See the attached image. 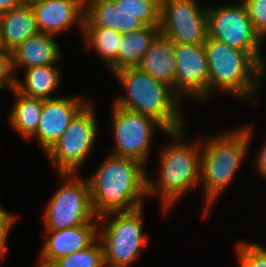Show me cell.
I'll return each mask as SVG.
<instances>
[{
	"label": "cell",
	"mask_w": 266,
	"mask_h": 267,
	"mask_svg": "<svg viewBox=\"0 0 266 267\" xmlns=\"http://www.w3.org/2000/svg\"><path fill=\"white\" fill-rule=\"evenodd\" d=\"M88 179L94 213L129 212L143 207L147 173L141 162L110 154Z\"/></svg>",
	"instance_id": "1"
},
{
	"label": "cell",
	"mask_w": 266,
	"mask_h": 267,
	"mask_svg": "<svg viewBox=\"0 0 266 267\" xmlns=\"http://www.w3.org/2000/svg\"><path fill=\"white\" fill-rule=\"evenodd\" d=\"M114 75L126 91L125 96H117L113 105L152 116L168 131L183 129L180 97L170 86L137 67L123 68Z\"/></svg>",
	"instance_id": "2"
},
{
	"label": "cell",
	"mask_w": 266,
	"mask_h": 267,
	"mask_svg": "<svg viewBox=\"0 0 266 267\" xmlns=\"http://www.w3.org/2000/svg\"><path fill=\"white\" fill-rule=\"evenodd\" d=\"M184 131L183 128L166 134L176 141L160 151L159 181L155 183L147 177V196L158 194L164 212L186 192L200 185V146L203 144L187 143Z\"/></svg>",
	"instance_id": "3"
},
{
	"label": "cell",
	"mask_w": 266,
	"mask_h": 267,
	"mask_svg": "<svg viewBox=\"0 0 266 267\" xmlns=\"http://www.w3.org/2000/svg\"><path fill=\"white\" fill-rule=\"evenodd\" d=\"M252 128L245 126L207 138L201 147L200 183L205 192V211L230 184L234 174L244 160L249 145Z\"/></svg>",
	"instance_id": "4"
},
{
	"label": "cell",
	"mask_w": 266,
	"mask_h": 267,
	"mask_svg": "<svg viewBox=\"0 0 266 267\" xmlns=\"http://www.w3.org/2000/svg\"><path fill=\"white\" fill-rule=\"evenodd\" d=\"M204 48L209 70V95L218 89L240 99H252L261 85L265 69L249 53L213 38H207Z\"/></svg>",
	"instance_id": "5"
},
{
	"label": "cell",
	"mask_w": 266,
	"mask_h": 267,
	"mask_svg": "<svg viewBox=\"0 0 266 267\" xmlns=\"http://www.w3.org/2000/svg\"><path fill=\"white\" fill-rule=\"evenodd\" d=\"M142 208L111 212L99 218V240L103 246L105 267L130 266L147 245L148 238L143 234ZM103 222H107V225L100 230Z\"/></svg>",
	"instance_id": "6"
},
{
	"label": "cell",
	"mask_w": 266,
	"mask_h": 267,
	"mask_svg": "<svg viewBox=\"0 0 266 267\" xmlns=\"http://www.w3.org/2000/svg\"><path fill=\"white\" fill-rule=\"evenodd\" d=\"M64 181L51 196L44 211L46 230H60L99 219L94 213L88 179L77 174H59Z\"/></svg>",
	"instance_id": "7"
},
{
	"label": "cell",
	"mask_w": 266,
	"mask_h": 267,
	"mask_svg": "<svg viewBox=\"0 0 266 267\" xmlns=\"http://www.w3.org/2000/svg\"><path fill=\"white\" fill-rule=\"evenodd\" d=\"M240 2L238 5L207 6L208 37L249 53L266 70L261 55L263 38L254 29Z\"/></svg>",
	"instance_id": "8"
},
{
	"label": "cell",
	"mask_w": 266,
	"mask_h": 267,
	"mask_svg": "<svg viewBox=\"0 0 266 267\" xmlns=\"http://www.w3.org/2000/svg\"><path fill=\"white\" fill-rule=\"evenodd\" d=\"M94 106L87 103L71 120L58 142L47 153L58 174L74 173L85 163L97 131Z\"/></svg>",
	"instance_id": "9"
},
{
	"label": "cell",
	"mask_w": 266,
	"mask_h": 267,
	"mask_svg": "<svg viewBox=\"0 0 266 267\" xmlns=\"http://www.w3.org/2000/svg\"><path fill=\"white\" fill-rule=\"evenodd\" d=\"M111 116L115 148L110 154L132 158L146 165L156 127H159L165 134L169 131L152 116L115 105Z\"/></svg>",
	"instance_id": "10"
},
{
	"label": "cell",
	"mask_w": 266,
	"mask_h": 267,
	"mask_svg": "<svg viewBox=\"0 0 266 267\" xmlns=\"http://www.w3.org/2000/svg\"><path fill=\"white\" fill-rule=\"evenodd\" d=\"M196 0H161L160 34L173 43L204 45L208 38L207 7Z\"/></svg>",
	"instance_id": "11"
},
{
	"label": "cell",
	"mask_w": 266,
	"mask_h": 267,
	"mask_svg": "<svg viewBox=\"0 0 266 267\" xmlns=\"http://www.w3.org/2000/svg\"><path fill=\"white\" fill-rule=\"evenodd\" d=\"M175 93L204 101L209 96V70L204 45L174 43Z\"/></svg>",
	"instance_id": "12"
},
{
	"label": "cell",
	"mask_w": 266,
	"mask_h": 267,
	"mask_svg": "<svg viewBox=\"0 0 266 267\" xmlns=\"http://www.w3.org/2000/svg\"><path fill=\"white\" fill-rule=\"evenodd\" d=\"M87 103L79 96L43 100L41 120L31 139H36L47 154L66 131L71 120Z\"/></svg>",
	"instance_id": "13"
},
{
	"label": "cell",
	"mask_w": 266,
	"mask_h": 267,
	"mask_svg": "<svg viewBox=\"0 0 266 267\" xmlns=\"http://www.w3.org/2000/svg\"><path fill=\"white\" fill-rule=\"evenodd\" d=\"M98 220L66 229L47 230L38 267H51L58 259L92 246L99 239Z\"/></svg>",
	"instance_id": "14"
},
{
	"label": "cell",
	"mask_w": 266,
	"mask_h": 267,
	"mask_svg": "<svg viewBox=\"0 0 266 267\" xmlns=\"http://www.w3.org/2000/svg\"><path fill=\"white\" fill-rule=\"evenodd\" d=\"M39 33L55 36L69 30L74 23L83 30V0H45L31 6Z\"/></svg>",
	"instance_id": "15"
},
{
	"label": "cell",
	"mask_w": 266,
	"mask_h": 267,
	"mask_svg": "<svg viewBox=\"0 0 266 267\" xmlns=\"http://www.w3.org/2000/svg\"><path fill=\"white\" fill-rule=\"evenodd\" d=\"M83 27L108 28L118 33H130L146 25L112 0H83Z\"/></svg>",
	"instance_id": "16"
},
{
	"label": "cell",
	"mask_w": 266,
	"mask_h": 267,
	"mask_svg": "<svg viewBox=\"0 0 266 267\" xmlns=\"http://www.w3.org/2000/svg\"><path fill=\"white\" fill-rule=\"evenodd\" d=\"M55 36L38 33L25 39L12 53L13 71L19 68L55 65L61 57V49Z\"/></svg>",
	"instance_id": "17"
},
{
	"label": "cell",
	"mask_w": 266,
	"mask_h": 267,
	"mask_svg": "<svg viewBox=\"0 0 266 267\" xmlns=\"http://www.w3.org/2000/svg\"><path fill=\"white\" fill-rule=\"evenodd\" d=\"M39 33L31 6L21 4L0 14V47L12 52Z\"/></svg>",
	"instance_id": "18"
},
{
	"label": "cell",
	"mask_w": 266,
	"mask_h": 267,
	"mask_svg": "<svg viewBox=\"0 0 266 267\" xmlns=\"http://www.w3.org/2000/svg\"><path fill=\"white\" fill-rule=\"evenodd\" d=\"M142 72L170 86L175 92L174 43L159 34L137 66Z\"/></svg>",
	"instance_id": "19"
},
{
	"label": "cell",
	"mask_w": 266,
	"mask_h": 267,
	"mask_svg": "<svg viewBox=\"0 0 266 267\" xmlns=\"http://www.w3.org/2000/svg\"><path fill=\"white\" fill-rule=\"evenodd\" d=\"M160 26H145L134 32L121 34L117 54V71L139 65L154 39L160 34Z\"/></svg>",
	"instance_id": "20"
},
{
	"label": "cell",
	"mask_w": 266,
	"mask_h": 267,
	"mask_svg": "<svg viewBox=\"0 0 266 267\" xmlns=\"http://www.w3.org/2000/svg\"><path fill=\"white\" fill-rule=\"evenodd\" d=\"M24 81L16 78L15 89L20 93L43 100L52 99L51 93L60 85L61 72L56 65L25 69Z\"/></svg>",
	"instance_id": "21"
},
{
	"label": "cell",
	"mask_w": 266,
	"mask_h": 267,
	"mask_svg": "<svg viewBox=\"0 0 266 267\" xmlns=\"http://www.w3.org/2000/svg\"><path fill=\"white\" fill-rule=\"evenodd\" d=\"M12 91L16 100L8 116L9 123L19 135L30 140L41 120L43 99L28 97L15 88Z\"/></svg>",
	"instance_id": "22"
},
{
	"label": "cell",
	"mask_w": 266,
	"mask_h": 267,
	"mask_svg": "<svg viewBox=\"0 0 266 267\" xmlns=\"http://www.w3.org/2000/svg\"><path fill=\"white\" fill-rule=\"evenodd\" d=\"M83 37L87 47H93L103 58L108 68L114 73L117 71V54L121 33L108 28L83 27Z\"/></svg>",
	"instance_id": "23"
},
{
	"label": "cell",
	"mask_w": 266,
	"mask_h": 267,
	"mask_svg": "<svg viewBox=\"0 0 266 267\" xmlns=\"http://www.w3.org/2000/svg\"><path fill=\"white\" fill-rule=\"evenodd\" d=\"M114 2L146 26H160L161 0H115Z\"/></svg>",
	"instance_id": "24"
},
{
	"label": "cell",
	"mask_w": 266,
	"mask_h": 267,
	"mask_svg": "<svg viewBox=\"0 0 266 267\" xmlns=\"http://www.w3.org/2000/svg\"><path fill=\"white\" fill-rule=\"evenodd\" d=\"M51 267H105L102 243L98 239L92 246L58 259Z\"/></svg>",
	"instance_id": "25"
},
{
	"label": "cell",
	"mask_w": 266,
	"mask_h": 267,
	"mask_svg": "<svg viewBox=\"0 0 266 267\" xmlns=\"http://www.w3.org/2000/svg\"><path fill=\"white\" fill-rule=\"evenodd\" d=\"M235 248L240 267H266V248L262 245L241 241Z\"/></svg>",
	"instance_id": "26"
},
{
	"label": "cell",
	"mask_w": 266,
	"mask_h": 267,
	"mask_svg": "<svg viewBox=\"0 0 266 267\" xmlns=\"http://www.w3.org/2000/svg\"><path fill=\"white\" fill-rule=\"evenodd\" d=\"M254 29L264 39L266 36V0H241Z\"/></svg>",
	"instance_id": "27"
},
{
	"label": "cell",
	"mask_w": 266,
	"mask_h": 267,
	"mask_svg": "<svg viewBox=\"0 0 266 267\" xmlns=\"http://www.w3.org/2000/svg\"><path fill=\"white\" fill-rule=\"evenodd\" d=\"M15 76L12 66V53L0 47V89L7 85L9 89L13 90L15 88Z\"/></svg>",
	"instance_id": "28"
},
{
	"label": "cell",
	"mask_w": 266,
	"mask_h": 267,
	"mask_svg": "<svg viewBox=\"0 0 266 267\" xmlns=\"http://www.w3.org/2000/svg\"><path fill=\"white\" fill-rule=\"evenodd\" d=\"M15 217L16 216L12 215L7 210H0V258L1 259L6 254L7 237L9 231L12 229Z\"/></svg>",
	"instance_id": "29"
},
{
	"label": "cell",
	"mask_w": 266,
	"mask_h": 267,
	"mask_svg": "<svg viewBox=\"0 0 266 267\" xmlns=\"http://www.w3.org/2000/svg\"><path fill=\"white\" fill-rule=\"evenodd\" d=\"M259 153L257 154V160L256 167L259 173L262 174V176L266 173V141H264L263 145L261 146Z\"/></svg>",
	"instance_id": "30"
},
{
	"label": "cell",
	"mask_w": 266,
	"mask_h": 267,
	"mask_svg": "<svg viewBox=\"0 0 266 267\" xmlns=\"http://www.w3.org/2000/svg\"><path fill=\"white\" fill-rule=\"evenodd\" d=\"M20 5V0H0V14Z\"/></svg>",
	"instance_id": "31"
},
{
	"label": "cell",
	"mask_w": 266,
	"mask_h": 267,
	"mask_svg": "<svg viewBox=\"0 0 266 267\" xmlns=\"http://www.w3.org/2000/svg\"><path fill=\"white\" fill-rule=\"evenodd\" d=\"M45 0H20L21 4L27 5V6H32L36 3L43 2Z\"/></svg>",
	"instance_id": "32"
}]
</instances>
